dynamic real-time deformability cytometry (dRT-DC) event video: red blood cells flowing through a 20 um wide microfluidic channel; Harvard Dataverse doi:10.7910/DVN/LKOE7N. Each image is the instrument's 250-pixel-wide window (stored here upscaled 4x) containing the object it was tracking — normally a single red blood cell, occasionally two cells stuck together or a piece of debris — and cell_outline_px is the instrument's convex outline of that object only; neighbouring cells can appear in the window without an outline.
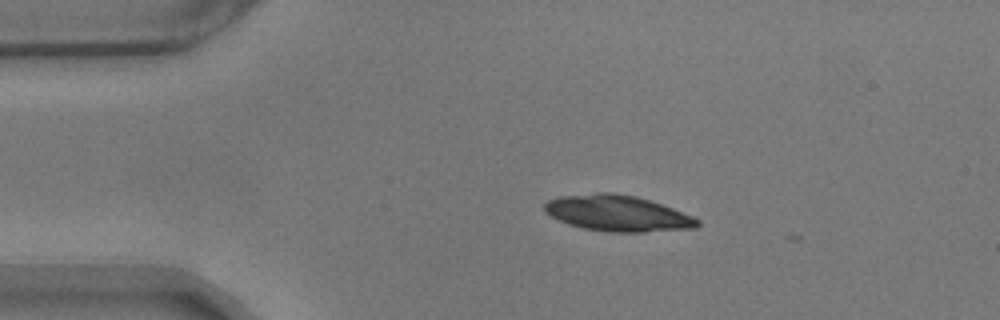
{"species": "common noctule bat (a hibernating species)", "species_latin": "Nyctalus noctula", "temperature_condition": "warm", "stored_images_in_passage": 4, "camera_frame_rate_fps": 3000, "um_per_image_px": 0.085, "animal": {"sex": "male", "body_mass_g": 17.9}, "frame": {"image": 1, "passage_image": 1, "time_ms": 0.0, "image_size_px": [1000, 320], "cell_outline_px": [[700, 224], [696, 228], [644, 232], [612, 232], [584, 228], [560, 220], [544, 212], [544, 204], [548, 200], [560, 196], [596, 192], [612, 192], [636, 196], [672, 208], [692, 216], [700, 220]], "centroid_in_image_um": [52.5, 18.12], "position_along_channel_um": 32.5, "area_um2": 31.85}}